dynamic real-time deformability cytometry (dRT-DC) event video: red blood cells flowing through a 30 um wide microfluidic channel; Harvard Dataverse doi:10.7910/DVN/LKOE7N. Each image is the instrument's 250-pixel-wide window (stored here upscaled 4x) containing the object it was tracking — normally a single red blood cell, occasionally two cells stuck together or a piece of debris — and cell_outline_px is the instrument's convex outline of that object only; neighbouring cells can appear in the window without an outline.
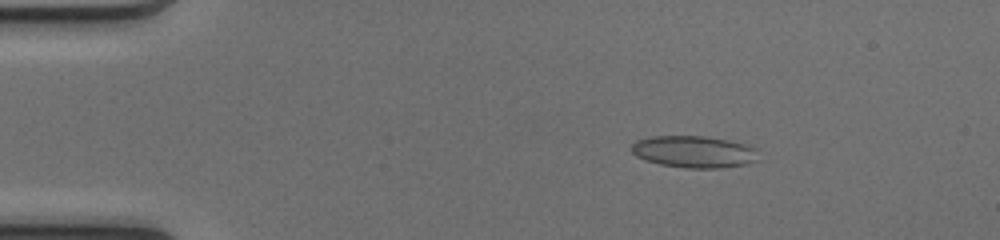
{"species": "common noctule bat (a hibernating species)", "species_latin": "Nyctalus noctula", "temperature_condition": "cold", "stored_images_in_passage": 50, "camera_frame_rate_fps": 3000, "um_per_image_px": 0.085, "animal": {"sex": "female", "body_mass_g": 17.0, "forearm_length_mm": 48.0}, "frame": {"image": 1, "passage_image": 8, "time_ms": 2.333, "image_size_px": [1000, 240], "cell_outline_px": [[756, 160], [748, 164], [720, 168], [688, 168], [660, 164], [636, 156], [632, 152], [632, 144], [636, 140], [652, 136], [704, 136], [752, 144], [756, 148]], "centroid_in_image_um": [59.02, 12.89], "position_along_channel_um": 26.0, "area_um2": 23.64}}
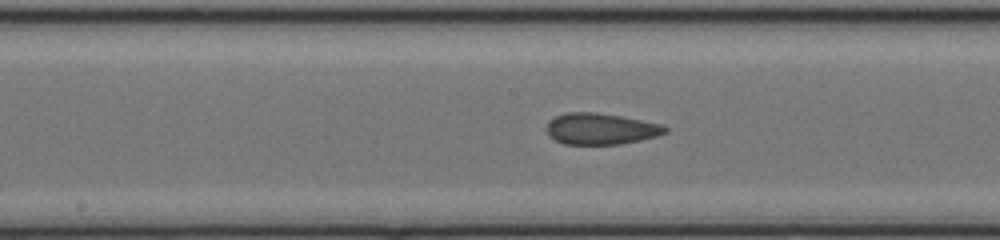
{"frame": {"image": 2, "passage_image": 26, "time_ms": 8.333, "image_size_px": [1000, 240], "cell_outline_px": [[668, 132], [656, 136], [640, 140], [620, 144], [564, 144], [548, 136], [544, 128], [548, 120], [556, 116], [568, 112], [596, 112], [620, 116], [660, 124], [668, 128]], "centroid_in_image_um": [51.0, 10.95], "position_along_channel_um": 197.2, "area_um2": 21.68}}
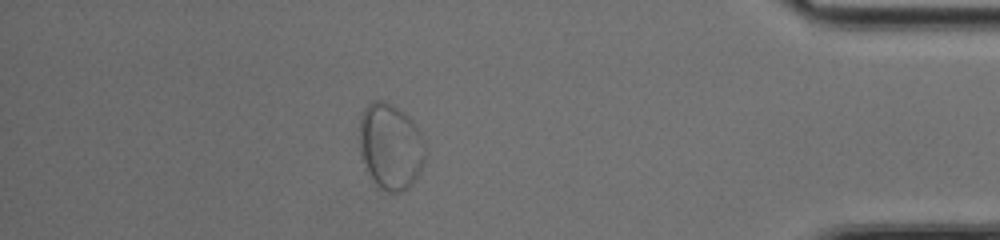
{"frame": {"image": 3, "passage_image": 44, "time_ms": 14.333, "image_size_px": [1000, 240], "cell_outline_px": [[424, 160], [420, 172], [412, 184], [408, 188], [400, 192], [388, 192], [380, 188], [372, 180], [360, 156], [360, 116], [364, 108], [372, 100], [384, 100], [392, 104], [404, 112], [412, 120], [420, 132], [424, 140]], "centroid_in_image_um": [33.18, 12.43], "position_along_channel_um": 402.0, "area_um2": 33.18}}